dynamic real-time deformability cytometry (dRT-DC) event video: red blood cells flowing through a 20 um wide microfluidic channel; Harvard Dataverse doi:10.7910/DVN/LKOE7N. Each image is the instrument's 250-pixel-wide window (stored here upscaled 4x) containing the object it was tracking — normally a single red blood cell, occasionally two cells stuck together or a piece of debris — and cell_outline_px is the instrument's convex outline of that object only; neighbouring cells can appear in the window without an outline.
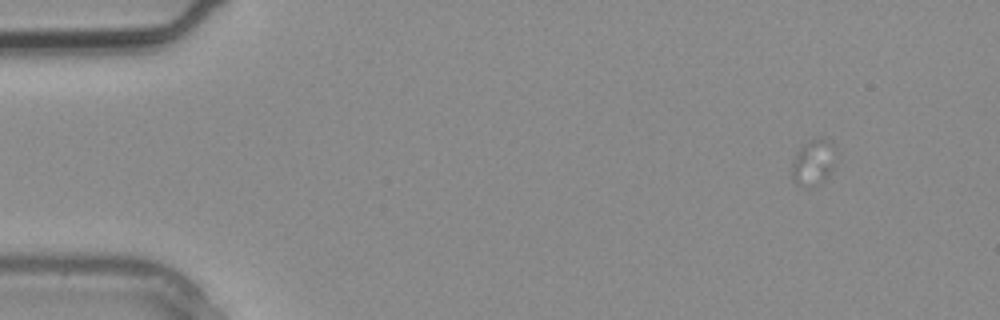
{"species": "common noctule bat (a hibernating species)", "species_latin": "Nyctalus noctula", "temperature_condition": "warm", "stored_images_in_passage": 3, "camera_frame_rate_fps": 3000, "um_per_image_px": 0.085, "animal": {"sex": "male", "body_mass_g": 20.4}, "frame": {"image": 1, "passage_image": 1, "time_ms": 0.0, "image_size_px": [1000, 320], "cell_outline_px": [[840, 152], [832, 168], [824, 180], [820, 184], [812, 188], [808, 188], [796, 184], [792, 180], [792, 164], [800, 148], [808, 140], [820, 136], [824, 136], [832, 140]], "centroid_in_image_um": [69.22, 13.76], "position_along_channel_um": 15.8, "area_um2": 12.48}}